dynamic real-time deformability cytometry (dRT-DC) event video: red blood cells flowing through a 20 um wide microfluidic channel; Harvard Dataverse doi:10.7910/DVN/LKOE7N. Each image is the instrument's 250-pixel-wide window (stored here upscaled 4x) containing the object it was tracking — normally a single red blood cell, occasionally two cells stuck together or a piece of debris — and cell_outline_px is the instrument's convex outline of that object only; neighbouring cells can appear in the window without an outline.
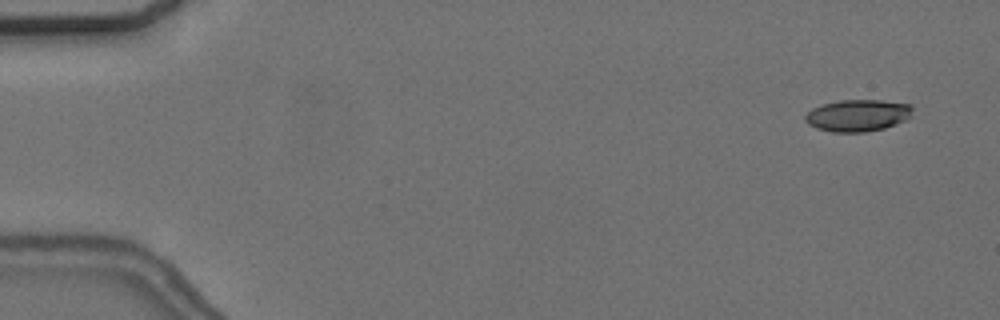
{"species": "common noctule bat (a hibernating species)", "species_latin": "Nyctalus noctula", "temperature_condition": "cold", "stored_images_in_passage": 57, "camera_frame_rate_fps": 3000, "um_per_image_px": 0.085, "animal": {"sex": "female", "body_mass_g": 24.6, "forearm_length_mm": 56.2}, "frame": {"image": 1, "passage_image": 4, "time_ms": 1.0, "image_size_px": [1000, 320], "cell_outline_px": [[912, 116], [896, 124], [884, 128], [864, 132], [832, 132], [816, 128], [808, 124], [804, 120], [804, 116], [812, 108], [820, 104], [840, 100], [880, 100], [912, 104]], "centroid_in_image_um": [72.89, 9.8], "position_along_channel_um": 12.1, "area_um2": 20.11}}
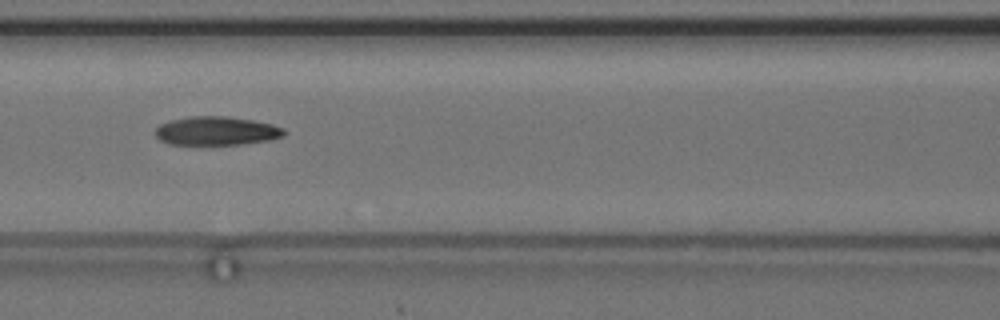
{"frame": {"image": 2, "passage_image": 26, "time_ms": 8.333, "image_size_px": [1000, 320], "cell_outline_px": [[288, 132], [284, 136], [272, 140], [240, 144], [168, 144], [160, 140], [156, 136], [156, 128], [160, 124], [172, 120], [192, 116], [228, 116], [252, 120], [272, 124], [284, 128]], "centroid_in_image_um": [18.45, 11.12], "position_along_channel_um": 148.1, "area_um2": 21.56}}
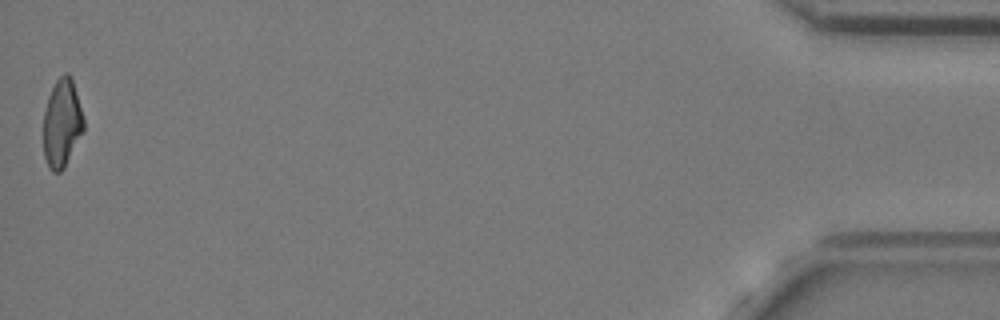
{"frame": {"image": 3, "passage_image": 57, "time_ms": 18.667, "image_size_px": [1000, 320], "cell_outline_px": [[84, 132], [64, 168], [60, 172], [52, 172], [48, 168], [44, 156], [44, 112], [48, 96], [56, 80], [64, 72], [68, 72], [72, 76], [84, 120]], "centroid_in_image_um": [5.28, 10.47], "position_along_channel_um": 429.9, "area_um2": 20.92}, "authors_computed_cell_mechanics": {"area_um2": 21.4438, "velocity_mm_per_s": 3.66, "shape_relaxation_time_tau1_ms": 9.8677, "shape_relaxation_time_tau2_ms": 3.7188, "deformation_change_tau1": 0.2392, "deformation_change_tau2": 0.1078}}